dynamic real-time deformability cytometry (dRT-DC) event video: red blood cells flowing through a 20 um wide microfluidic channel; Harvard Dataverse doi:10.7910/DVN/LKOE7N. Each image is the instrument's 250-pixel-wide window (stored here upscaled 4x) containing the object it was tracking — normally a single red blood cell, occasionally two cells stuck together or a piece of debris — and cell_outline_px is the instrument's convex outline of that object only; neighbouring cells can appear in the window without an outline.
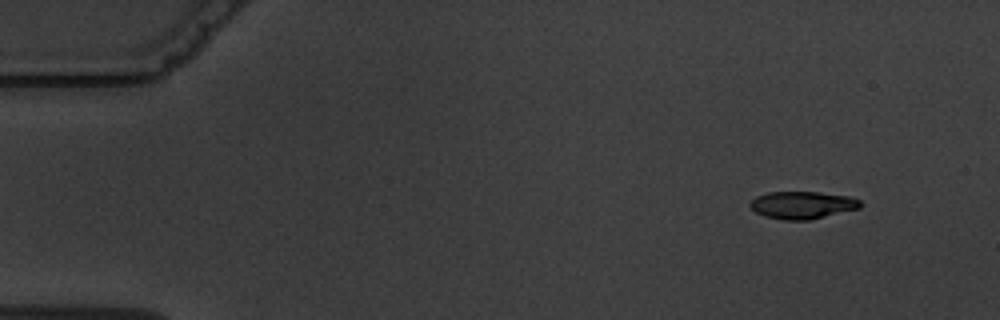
{"species": "common noctule bat (a hibernating species)", "species_latin": "Nyctalus noctula", "temperature_condition": "warm", "stored_images_in_passage": 5, "camera_frame_rate_fps": 3000, "um_per_image_px": 0.085, "animal": {"sex": "male", "body_mass_g": 19.5, "forearm_length_mm": 54.6}, "frame": {"image": 1, "passage_image": 1, "time_ms": 0.0, "image_size_px": [1000, 320], "cell_outline_px": [[860, 208], [808, 220], [784, 220], [764, 216], [756, 212], [748, 204], [756, 196], [768, 192], [816, 192], [852, 196], [860, 200]], "centroid_in_image_um": [68.19, 17.42], "position_along_channel_um": 16.8, "area_um2": 17.57}}
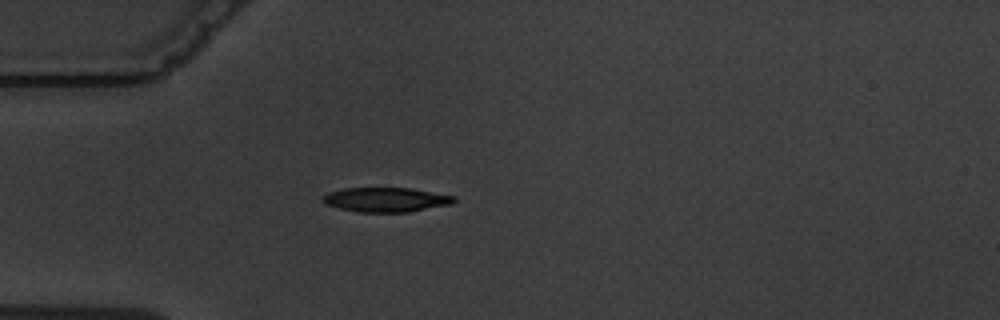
{"frame": {"image": 2, "passage_image": 4, "time_ms": 3.667, "image_size_px": [1000, 320], "cell_outline_px": [[456, 200], [452, 204], [408, 212], [360, 212], [340, 208], [328, 204], [320, 200], [328, 192], [344, 188], [408, 188], [456, 196]], "centroid_in_image_um": [32.82, 16.97], "position_along_channel_um": 52.2, "area_um2": 18.55}}